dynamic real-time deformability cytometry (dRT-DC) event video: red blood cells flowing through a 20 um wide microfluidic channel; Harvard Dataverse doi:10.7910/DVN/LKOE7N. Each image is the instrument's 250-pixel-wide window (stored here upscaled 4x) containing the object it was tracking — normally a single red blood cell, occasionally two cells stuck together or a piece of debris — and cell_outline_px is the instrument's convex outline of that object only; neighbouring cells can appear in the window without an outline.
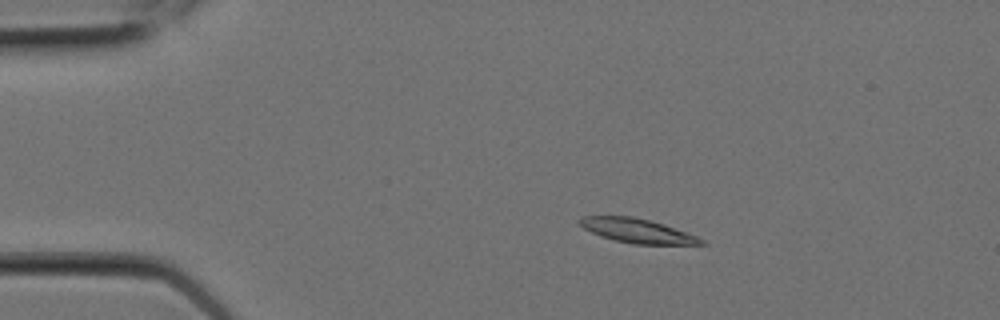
{"species": "Egyptian fruit bat (a non-hibernating species)", "species_latin": "Rousettus aegyptiacus", "temperature_condition": "room temperature", "stored_images_in_passage": 5, "camera_frame_rate_fps": 3000, "um_per_image_px": 0.085, "animal": {"sex": "female"}, "frame": {"image": 1, "passage_image": 3, "time_ms": 0.667, "image_size_px": [1000, 320], "cell_outline_px": [[708, 244], [632, 244], [600, 236], [584, 228], [576, 220], [580, 216], [632, 216], [664, 224], [688, 232], [704, 240]], "centroid_in_image_um": [54.16, 19.61], "position_along_channel_um": 30.8, "area_um2": 17.11}}